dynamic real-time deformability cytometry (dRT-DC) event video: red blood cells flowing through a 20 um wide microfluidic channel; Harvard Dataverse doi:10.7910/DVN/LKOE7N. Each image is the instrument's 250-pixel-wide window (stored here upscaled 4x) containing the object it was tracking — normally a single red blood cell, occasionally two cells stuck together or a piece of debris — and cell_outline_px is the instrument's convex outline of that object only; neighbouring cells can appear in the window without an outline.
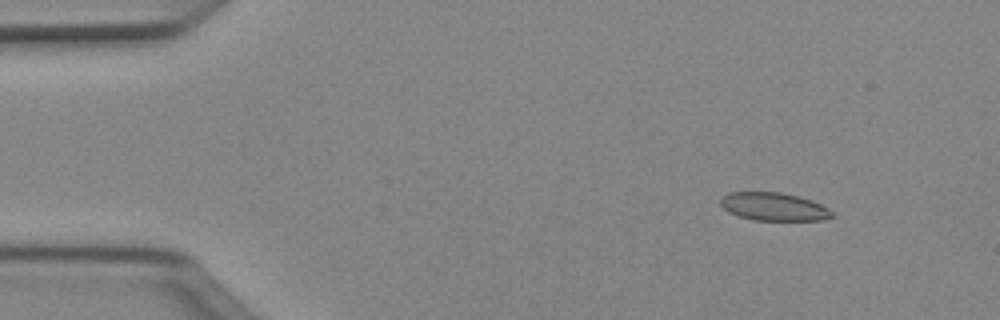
{"species": "Egyptian fruit bat (a non-hibernating species)", "species_latin": "Rousettus aegyptiacus", "temperature_condition": "cold", "stored_images_in_passage": 4, "camera_frame_rate_fps": 3000, "um_per_image_px": 0.085, "animal": {"sex": "female"}, "frame": {"image": 1, "passage_image": 2, "time_ms": 0.333, "image_size_px": [1000, 320], "cell_outline_px": [[832, 216], [824, 220], [752, 220], [728, 212], [720, 204], [720, 200], [728, 192], [780, 192], [800, 196], [820, 204], [828, 208], [832, 212]], "centroid_in_image_um": [65.76, 17.56], "position_along_channel_um": 19.2, "area_um2": 18.15}}